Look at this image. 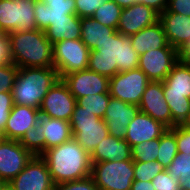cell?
Segmentation results:
<instances>
[{
    "label": "cell",
    "instance_id": "1",
    "mask_svg": "<svg viewBox=\"0 0 190 190\" xmlns=\"http://www.w3.org/2000/svg\"><path fill=\"white\" fill-rule=\"evenodd\" d=\"M40 157L46 162L54 184L91 176L90 155L74 138L45 150Z\"/></svg>",
    "mask_w": 190,
    "mask_h": 190
},
{
    "label": "cell",
    "instance_id": "2",
    "mask_svg": "<svg viewBox=\"0 0 190 190\" xmlns=\"http://www.w3.org/2000/svg\"><path fill=\"white\" fill-rule=\"evenodd\" d=\"M139 55L132 47L131 37L117 30L95 50L90 51L88 69L108 78L118 72L138 68Z\"/></svg>",
    "mask_w": 190,
    "mask_h": 190
},
{
    "label": "cell",
    "instance_id": "3",
    "mask_svg": "<svg viewBox=\"0 0 190 190\" xmlns=\"http://www.w3.org/2000/svg\"><path fill=\"white\" fill-rule=\"evenodd\" d=\"M13 64L18 67H54L53 44L43 30L9 32Z\"/></svg>",
    "mask_w": 190,
    "mask_h": 190
},
{
    "label": "cell",
    "instance_id": "4",
    "mask_svg": "<svg viewBox=\"0 0 190 190\" xmlns=\"http://www.w3.org/2000/svg\"><path fill=\"white\" fill-rule=\"evenodd\" d=\"M54 67H22L12 88L14 104L40 109L49 89L59 81Z\"/></svg>",
    "mask_w": 190,
    "mask_h": 190
},
{
    "label": "cell",
    "instance_id": "5",
    "mask_svg": "<svg viewBox=\"0 0 190 190\" xmlns=\"http://www.w3.org/2000/svg\"><path fill=\"white\" fill-rule=\"evenodd\" d=\"M163 93L172 115V127L190 120V66L178 61L163 81Z\"/></svg>",
    "mask_w": 190,
    "mask_h": 190
},
{
    "label": "cell",
    "instance_id": "6",
    "mask_svg": "<svg viewBox=\"0 0 190 190\" xmlns=\"http://www.w3.org/2000/svg\"><path fill=\"white\" fill-rule=\"evenodd\" d=\"M73 138L91 155L95 147L109 135L107 124L103 119L84 111L76 104L70 120Z\"/></svg>",
    "mask_w": 190,
    "mask_h": 190
},
{
    "label": "cell",
    "instance_id": "7",
    "mask_svg": "<svg viewBox=\"0 0 190 190\" xmlns=\"http://www.w3.org/2000/svg\"><path fill=\"white\" fill-rule=\"evenodd\" d=\"M91 177L99 190H130L134 181V161L93 163Z\"/></svg>",
    "mask_w": 190,
    "mask_h": 190
},
{
    "label": "cell",
    "instance_id": "8",
    "mask_svg": "<svg viewBox=\"0 0 190 190\" xmlns=\"http://www.w3.org/2000/svg\"><path fill=\"white\" fill-rule=\"evenodd\" d=\"M90 50L81 39L61 40L53 44V62L59 78L88 69Z\"/></svg>",
    "mask_w": 190,
    "mask_h": 190
},
{
    "label": "cell",
    "instance_id": "9",
    "mask_svg": "<svg viewBox=\"0 0 190 190\" xmlns=\"http://www.w3.org/2000/svg\"><path fill=\"white\" fill-rule=\"evenodd\" d=\"M36 0H0V28L4 33L34 30Z\"/></svg>",
    "mask_w": 190,
    "mask_h": 190
},
{
    "label": "cell",
    "instance_id": "10",
    "mask_svg": "<svg viewBox=\"0 0 190 190\" xmlns=\"http://www.w3.org/2000/svg\"><path fill=\"white\" fill-rule=\"evenodd\" d=\"M150 82L139 68L118 72L109 78V93L111 97L138 106Z\"/></svg>",
    "mask_w": 190,
    "mask_h": 190
},
{
    "label": "cell",
    "instance_id": "11",
    "mask_svg": "<svg viewBox=\"0 0 190 190\" xmlns=\"http://www.w3.org/2000/svg\"><path fill=\"white\" fill-rule=\"evenodd\" d=\"M179 61L175 48L150 50L139 56L138 68L153 82H163Z\"/></svg>",
    "mask_w": 190,
    "mask_h": 190
},
{
    "label": "cell",
    "instance_id": "12",
    "mask_svg": "<svg viewBox=\"0 0 190 190\" xmlns=\"http://www.w3.org/2000/svg\"><path fill=\"white\" fill-rule=\"evenodd\" d=\"M76 104L77 100L70 93L68 86L59 79L43 98L39 111L51 118L70 122Z\"/></svg>",
    "mask_w": 190,
    "mask_h": 190
},
{
    "label": "cell",
    "instance_id": "13",
    "mask_svg": "<svg viewBox=\"0 0 190 190\" xmlns=\"http://www.w3.org/2000/svg\"><path fill=\"white\" fill-rule=\"evenodd\" d=\"M34 155L19 141L2 138L0 140V178L9 183L31 161Z\"/></svg>",
    "mask_w": 190,
    "mask_h": 190
},
{
    "label": "cell",
    "instance_id": "14",
    "mask_svg": "<svg viewBox=\"0 0 190 190\" xmlns=\"http://www.w3.org/2000/svg\"><path fill=\"white\" fill-rule=\"evenodd\" d=\"M9 184L14 190H54V183L46 162L34 156Z\"/></svg>",
    "mask_w": 190,
    "mask_h": 190
},
{
    "label": "cell",
    "instance_id": "15",
    "mask_svg": "<svg viewBox=\"0 0 190 190\" xmlns=\"http://www.w3.org/2000/svg\"><path fill=\"white\" fill-rule=\"evenodd\" d=\"M62 80L76 100L88 95L109 93V78L89 69L65 75Z\"/></svg>",
    "mask_w": 190,
    "mask_h": 190
},
{
    "label": "cell",
    "instance_id": "16",
    "mask_svg": "<svg viewBox=\"0 0 190 190\" xmlns=\"http://www.w3.org/2000/svg\"><path fill=\"white\" fill-rule=\"evenodd\" d=\"M141 112L151 116L168 129L172 128V115L163 93V82L151 81L138 105Z\"/></svg>",
    "mask_w": 190,
    "mask_h": 190
},
{
    "label": "cell",
    "instance_id": "17",
    "mask_svg": "<svg viewBox=\"0 0 190 190\" xmlns=\"http://www.w3.org/2000/svg\"><path fill=\"white\" fill-rule=\"evenodd\" d=\"M159 21V13L145 4L136 3L122 8L117 31L123 35H133Z\"/></svg>",
    "mask_w": 190,
    "mask_h": 190
},
{
    "label": "cell",
    "instance_id": "18",
    "mask_svg": "<svg viewBox=\"0 0 190 190\" xmlns=\"http://www.w3.org/2000/svg\"><path fill=\"white\" fill-rule=\"evenodd\" d=\"M140 111L137 105L128 104L111 97L103 117L107 124L109 135L124 139L127 126Z\"/></svg>",
    "mask_w": 190,
    "mask_h": 190
},
{
    "label": "cell",
    "instance_id": "19",
    "mask_svg": "<svg viewBox=\"0 0 190 190\" xmlns=\"http://www.w3.org/2000/svg\"><path fill=\"white\" fill-rule=\"evenodd\" d=\"M39 113L40 111L37 108L14 104L5 129L1 133L2 137L20 141L25 133L38 123Z\"/></svg>",
    "mask_w": 190,
    "mask_h": 190
},
{
    "label": "cell",
    "instance_id": "20",
    "mask_svg": "<svg viewBox=\"0 0 190 190\" xmlns=\"http://www.w3.org/2000/svg\"><path fill=\"white\" fill-rule=\"evenodd\" d=\"M167 129L162 123L139 111L128 124L124 139L132 147L144 141L160 138Z\"/></svg>",
    "mask_w": 190,
    "mask_h": 190
},
{
    "label": "cell",
    "instance_id": "21",
    "mask_svg": "<svg viewBox=\"0 0 190 190\" xmlns=\"http://www.w3.org/2000/svg\"><path fill=\"white\" fill-rule=\"evenodd\" d=\"M159 21L168 44L179 50L190 39V16L177 13H160Z\"/></svg>",
    "mask_w": 190,
    "mask_h": 190
},
{
    "label": "cell",
    "instance_id": "22",
    "mask_svg": "<svg viewBox=\"0 0 190 190\" xmlns=\"http://www.w3.org/2000/svg\"><path fill=\"white\" fill-rule=\"evenodd\" d=\"M91 163L103 161L132 160L131 146L125 139L115 138L108 135L95 147L90 155Z\"/></svg>",
    "mask_w": 190,
    "mask_h": 190
},
{
    "label": "cell",
    "instance_id": "23",
    "mask_svg": "<svg viewBox=\"0 0 190 190\" xmlns=\"http://www.w3.org/2000/svg\"><path fill=\"white\" fill-rule=\"evenodd\" d=\"M132 47L139 56L150 50L159 48H173L168 44L166 35L160 21L140 30L138 33L130 35Z\"/></svg>",
    "mask_w": 190,
    "mask_h": 190
},
{
    "label": "cell",
    "instance_id": "24",
    "mask_svg": "<svg viewBox=\"0 0 190 190\" xmlns=\"http://www.w3.org/2000/svg\"><path fill=\"white\" fill-rule=\"evenodd\" d=\"M39 122L43 125L45 137V150L69 141L73 138L69 121L54 119L39 113Z\"/></svg>",
    "mask_w": 190,
    "mask_h": 190
},
{
    "label": "cell",
    "instance_id": "25",
    "mask_svg": "<svg viewBox=\"0 0 190 190\" xmlns=\"http://www.w3.org/2000/svg\"><path fill=\"white\" fill-rule=\"evenodd\" d=\"M47 39L52 43L61 40H75L81 37V18L76 14H70L67 18L52 19L46 31Z\"/></svg>",
    "mask_w": 190,
    "mask_h": 190
},
{
    "label": "cell",
    "instance_id": "26",
    "mask_svg": "<svg viewBox=\"0 0 190 190\" xmlns=\"http://www.w3.org/2000/svg\"><path fill=\"white\" fill-rule=\"evenodd\" d=\"M114 28L104 26L92 17L81 18L80 39L90 51L95 50L115 32Z\"/></svg>",
    "mask_w": 190,
    "mask_h": 190
},
{
    "label": "cell",
    "instance_id": "27",
    "mask_svg": "<svg viewBox=\"0 0 190 190\" xmlns=\"http://www.w3.org/2000/svg\"><path fill=\"white\" fill-rule=\"evenodd\" d=\"M177 154L175 133L171 129H167L159 138V150L156 161L166 169Z\"/></svg>",
    "mask_w": 190,
    "mask_h": 190
},
{
    "label": "cell",
    "instance_id": "28",
    "mask_svg": "<svg viewBox=\"0 0 190 190\" xmlns=\"http://www.w3.org/2000/svg\"><path fill=\"white\" fill-rule=\"evenodd\" d=\"M43 125L38 121L34 128L29 129L19 141L20 144L34 156H40L45 151Z\"/></svg>",
    "mask_w": 190,
    "mask_h": 190
},
{
    "label": "cell",
    "instance_id": "29",
    "mask_svg": "<svg viewBox=\"0 0 190 190\" xmlns=\"http://www.w3.org/2000/svg\"><path fill=\"white\" fill-rule=\"evenodd\" d=\"M122 8L114 1L108 0L100 6L93 14L92 18L104 26L117 30Z\"/></svg>",
    "mask_w": 190,
    "mask_h": 190
},
{
    "label": "cell",
    "instance_id": "30",
    "mask_svg": "<svg viewBox=\"0 0 190 190\" xmlns=\"http://www.w3.org/2000/svg\"><path fill=\"white\" fill-rule=\"evenodd\" d=\"M110 93H100L97 95H88L77 99V104L84 108V111L94 114L100 119H103L109 100Z\"/></svg>",
    "mask_w": 190,
    "mask_h": 190
},
{
    "label": "cell",
    "instance_id": "31",
    "mask_svg": "<svg viewBox=\"0 0 190 190\" xmlns=\"http://www.w3.org/2000/svg\"><path fill=\"white\" fill-rule=\"evenodd\" d=\"M34 17L36 22V28L46 31V29L52 25V19L67 18L65 12L51 11L48 5L40 0H36Z\"/></svg>",
    "mask_w": 190,
    "mask_h": 190
},
{
    "label": "cell",
    "instance_id": "32",
    "mask_svg": "<svg viewBox=\"0 0 190 190\" xmlns=\"http://www.w3.org/2000/svg\"><path fill=\"white\" fill-rule=\"evenodd\" d=\"M159 150V138L144 141L131 147L132 160L139 162L156 161Z\"/></svg>",
    "mask_w": 190,
    "mask_h": 190
},
{
    "label": "cell",
    "instance_id": "33",
    "mask_svg": "<svg viewBox=\"0 0 190 190\" xmlns=\"http://www.w3.org/2000/svg\"><path fill=\"white\" fill-rule=\"evenodd\" d=\"M165 168L157 161H134V180L152 181V179Z\"/></svg>",
    "mask_w": 190,
    "mask_h": 190
},
{
    "label": "cell",
    "instance_id": "34",
    "mask_svg": "<svg viewBox=\"0 0 190 190\" xmlns=\"http://www.w3.org/2000/svg\"><path fill=\"white\" fill-rule=\"evenodd\" d=\"M166 170L171 177L183 180L190 172V153H178Z\"/></svg>",
    "mask_w": 190,
    "mask_h": 190
},
{
    "label": "cell",
    "instance_id": "35",
    "mask_svg": "<svg viewBox=\"0 0 190 190\" xmlns=\"http://www.w3.org/2000/svg\"><path fill=\"white\" fill-rule=\"evenodd\" d=\"M18 67L13 63L0 65V92H12L15 83Z\"/></svg>",
    "mask_w": 190,
    "mask_h": 190
},
{
    "label": "cell",
    "instance_id": "36",
    "mask_svg": "<svg viewBox=\"0 0 190 190\" xmlns=\"http://www.w3.org/2000/svg\"><path fill=\"white\" fill-rule=\"evenodd\" d=\"M175 133L178 153H190V127L186 125H176L171 128Z\"/></svg>",
    "mask_w": 190,
    "mask_h": 190
},
{
    "label": "cell",
    "instance_id": "37",
    "mask_svg": "<svg viewBox=\"0 0 190 190\" xmlns=\"http://www.w3.org/2000/svg\"><path fill=\"white\" fill-rule=\"evenodd\" d=\"M152 184L155 190H181L180 181L171 177L166 169L152 179Z\"/></svg>",
    "mask_w": 190,
    "mask_h": 190
},
{
    "label": "cell",
    "instance_id": "38",
    "mask_svg": "<svg viewBox=\"0 0 190 190\" xmlns=\"http://www.w3.org/2000/svg\"><path fill=\"white\" fill-rule=\"evenodd\" d=\"M54 190H99L91 176L54 185Z\"/></svg>",
    "mask_w": 190,
    "mask_h": 190
},
{
    "label": "cell",
    "instance_id": "39",
    "mask_svg": "<svg viewBox=\"0 0 190 190\" xmlns=\"http://www.w3.org/2000/svg\"><path fill=\"white\" fill-rule=\"evenodd\" d=\"M108 0H75L76 15L79 18L92 17L94 12Z\"/></svg>",
    "mask_w": 190,
    "mask_h": 190
},
{
    "label": "cell",
    "instance_id": "40",
    "mask_svg": "<svg viewBox=\"0 0 190 190\" xmlns=\"http://www.w3.org/2000/svg\"><path fill=\"white\" fill-rule=\"evenodd\" d=\"M14 106L12 92H0V132L5 129L11 109Z\"/></svg>",
    "mask_w": 190,
    "mask_h": 190
},
{
    "label": "cell",
    "instance_id": "41",
    "mask_svg": "<svg viewBox=\"0 0 190 190\" xmlns=\"http://www.w3.org/2000/svg\"><path fill=\"white\" fill-rule=\"evenodd\" d=\"M49 6L51 11L65 12V15L76 14L75 0H40Z\"/></svg>",
    "mask_w": 190,
    "mask_h": 190
},
{
    "label": "cell",
    "instance_id": "42",
    "mask_svg": "<svg viewBox=\"0 0 190 190\" xmlns=\"http://www.w3.org/2000/svg\"><path fill=\"white\" fill-rule=\"evenodd\" d=\"M162 13H177L190 16V0H167V9Z\"/></svg>",
    "mask_w": 190,
    "mask_h": 190
},
{
    "label": "cell",
    "instance_id": "43",
    "mask_svg": "<svg viewBox=\"0 0 190 190\" xmlns=\"http://www.w3.org/2000/svg\"><path fill=\"white\" fill-rule=\"evenodd\" d=\"M13 63L8 33L0 37V65Z\"/></svg>",
    "mask_w": 190,
    "mask_h": 190
},
{
    "label": "cell",
    "instance_id": "44",
    "mask_svg": "<svg viewBox=\"0 0 190 190\" xmlns=\"http://www.w3.org/2000/svg\"><path fill=\"white\" fill-rule=\"evenodd\" d=\"M136 2L153 8L159 14L167 9V0H136Z\"/></svg>",
    "mask_w": 190,
    "mask_h": 190
},
{
    "label": "cell",
    "instance_id": "45",
    "mask_svg": "<svg viewBox=\"0 0 190 190\" xmlns=\"http://www.w3.org/2000/svg\"><path fill=\"white\" fill-rule=\"evenodd\" d=\"M179 61L190 66V39L188 42L178 50Z\"/></svg>",
    "mask_w": 190,
    "mask_h": 190
},
{
    "label": "cell",
    "instance_id": "46",
    "mask_svg": "<svg viewBox=\"0 0 190 190\" xmlns=\"http://www.w3.org/2000/svg\"><path fill=\"white\" fill-rule=\"evenodd\" d=\"M130 190H155L152 181L134 180Z\"/></svg>",
    "mask_w": 190,
    "mask_h": 190
},
{
    "label": "cell",
    "instance_id": "47",
    "mask_svg": "<svg viewBox=\"0 0 190 190\" xmlns=\"http://www.w3.org/2000/svg\"><path fill=\"white\" fill-rule=\"evenodd\" d=\"M112 1H114L121 8L130 7L131 5L137 3L136 0H112Z\"/></svg>",
    "mask_w": 190,
    "mask_h": 190
},
{
    "label": "cell",
    "instance_id": "48",
    "mask_svg": "<svg viewBox=\"0 0 190 190\" xmlns=\"http://www.w3.org/2000/svg\"><path fill=\"white\" fill-rule=\"evenodd\" d=\"M181 190H190V172L180 181Z\"/></svg>",
    "mask_w": 190,
    "mask_h": 190
},
{
    "label": "cell",
    "instance_id": "49",
    "mask_svg": "<svg viewBox=\"0 0 190 190\" xmlns=\"http://www.w3.org/2000/svg\"><path fill=\"white\" fill-rule=\"evenodd\" d=\"M0 190H14L9 183L4 182L3 185L0 187Z\"/></svg>",
    "mask_w": 190,
    "mask_h": 190
},
{
    "label": "cell",
    "instance_id": "50",
    "mask_svg": "<svg viewBox=\"0 0 190 190\" xmlns=\"http://www.w3.org/2000/svg\"><path fill=\"white\" fill-rule=\"evenodd\" d=\"M4 34V31L0 28V37Z\"/></svg>",
    "mask_w": 190,
    "mask_h": 190
},
{
    "label": "cell",
    "instance_id": "51",
    "mask_svg": "<svg viewBox=\"0 0 190 190\" xmlns=\"http://www.w3.org/2000/svg\"><path fill=\"white\" fill-rule=\"evenodd\" d=\"M4 181L0 178V187L3 185Z\"/></svg>",
    "mask_w": 190,
    "mask_h": 190
}]
</instances>
